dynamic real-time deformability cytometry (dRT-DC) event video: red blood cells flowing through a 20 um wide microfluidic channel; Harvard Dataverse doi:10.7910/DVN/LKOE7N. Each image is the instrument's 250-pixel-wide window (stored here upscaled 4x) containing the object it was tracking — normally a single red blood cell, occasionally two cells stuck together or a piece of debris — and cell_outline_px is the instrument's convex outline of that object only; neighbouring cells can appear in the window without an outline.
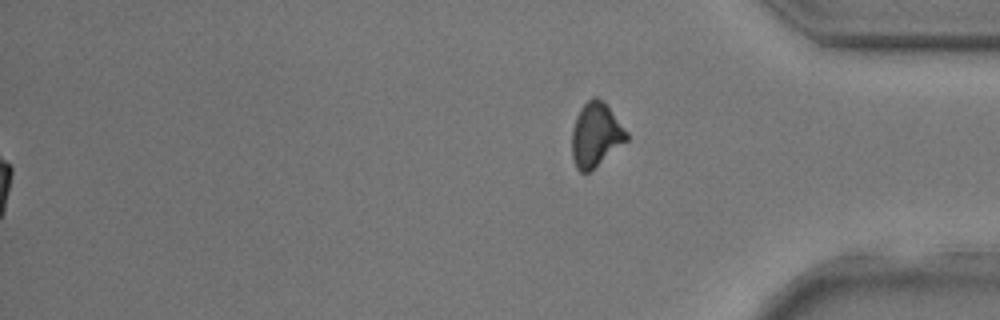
{"species": "common noctule bat (a hibernating species)", "species_latin": "Nyctalus noctula", "temperature_condition": "room temperature", "stored_images_in_passage": 36, "segment_of_instrument_passage": [2, 2], "camera_frame_rate_fps": 3000, "um_per_image_px": 0.085, "animal": {"sex": "male", "body_mass_g": 17.9, "forearm_length_mm": 54.2}, "frame": {"image": 1, "passage_image": 36, "time_ms": 11.667, "image_size_px": [1000, 320], "cell_outline_px": [[628, 140], [588, 172], [580, 172], [576, 168], [572, 156], [572, 128], [576, 116], [580, 108], [588, 100], [596, 96], [608, 108], [628, 132]], "centroid_in_image_um": [50.62, 11.47], "position_along_channel_um": 384.6, "area_um2": 20.0}}